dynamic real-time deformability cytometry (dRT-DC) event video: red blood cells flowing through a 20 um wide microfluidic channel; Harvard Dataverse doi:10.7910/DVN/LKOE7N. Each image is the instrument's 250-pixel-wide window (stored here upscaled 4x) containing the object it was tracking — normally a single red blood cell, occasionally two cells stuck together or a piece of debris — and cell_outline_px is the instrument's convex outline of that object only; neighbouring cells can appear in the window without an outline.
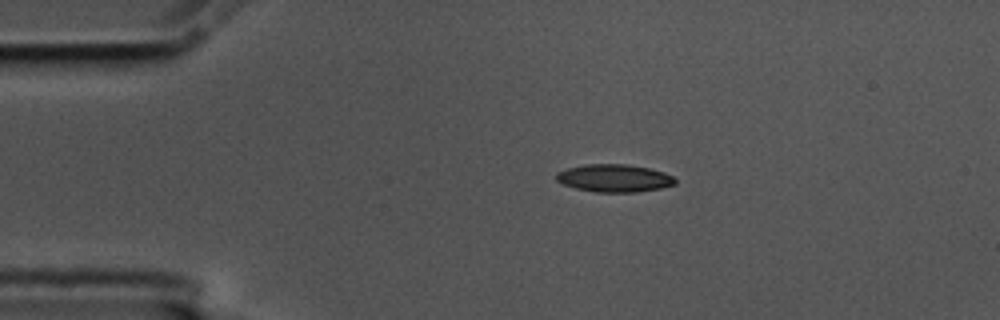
{"species": "common noctule bat (a hibernating species)", "species_latin": "Nyctalus noctula", "temperature_condition": "cold", "stored_images_in_passage": 46, "camera_frame_rate_fps": 3000, "um_per_image_px": 0.085, "animal": {"sex": "male", "body_mass_g": 17.5, "forearm_length_mm": 52.3}, "frame": {"image": 1, "passage_image": 1, "time_ms": 0.0, "image_size_px": [1000, 320], "cell_outline_px": [[676, 184], [660, 188], [636, 192], [596, 192], [576, 188], [564, 184], [556, 180], [556, 172], [568, 168], [584, 164], [628, 164], [648, 168], [664, 172], [672, 176], [676, 180]], "centroid_in_image_um": [52.21, 15.14], "position_along_channel_um": 32.8, "area_um2": 19.13}}
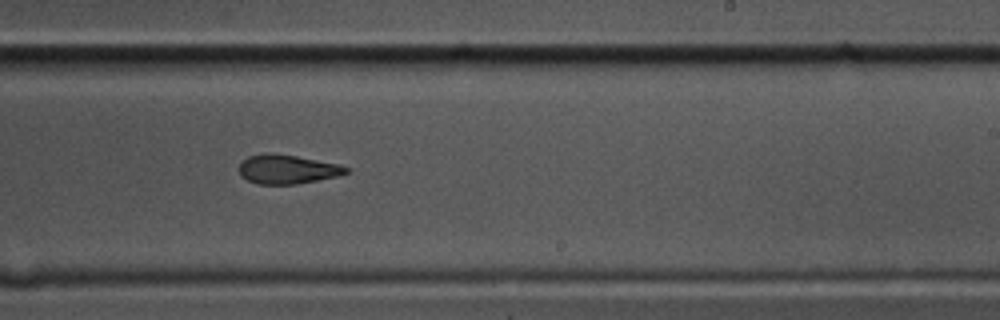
{"frame": {"image": 2, "passage_image": 24, "time_ms": 7.667, "image_size_px": [1000, 320], "cell_outline_px": [[352, 168], [348, 172], [336, 176], [296, 184], [256, 184], [240, 176], [240, 164], [248, 156], [264, 152], [268, 152], [296, 156], [340, 164]], "centroid_in_image_um": [24.42, 14.38], "position_along_channel_um": 264.6, "area_um2": 18.15}}
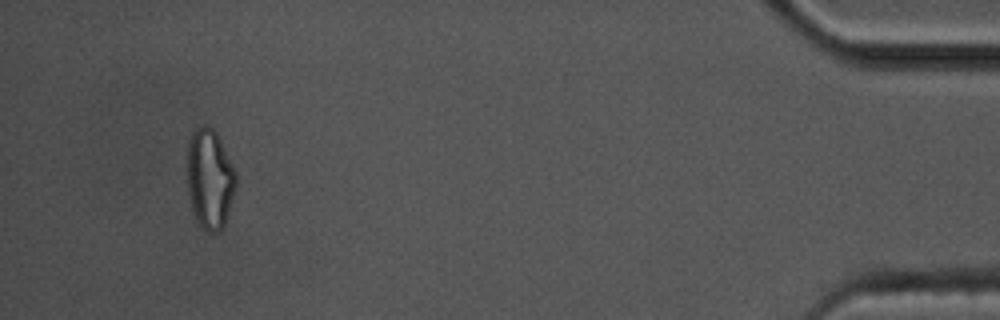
{"frame": {"image": 3, "passage_image": 43, "time_ms": 14.0, "image_size_px": [1000, 320], "cell_outline_px": [[236, 184], [224, 228], [216, 232], [208, 232], [196, 220], [192, 208], [188, 188], [188, 144], [192, 132], [196, 128], [204, 124], [212, 128], [216, 132], [236, 172]], "centroid_in_image_um": [17.84, 15.2], "position_along_channel_um": 417.4, "area_um2": 28.03}, "authors_computed_cell_mechanics": {"area_um2": 19.363, "velocity_mm_per_s": 3.5626, "shape_relaxation_time_tau1_ms": null, "shape_relaxation_time_tau2_ms": 3.9479, "deformation_change_tau1": null, "deformation_change_tau2": 0.1204}}